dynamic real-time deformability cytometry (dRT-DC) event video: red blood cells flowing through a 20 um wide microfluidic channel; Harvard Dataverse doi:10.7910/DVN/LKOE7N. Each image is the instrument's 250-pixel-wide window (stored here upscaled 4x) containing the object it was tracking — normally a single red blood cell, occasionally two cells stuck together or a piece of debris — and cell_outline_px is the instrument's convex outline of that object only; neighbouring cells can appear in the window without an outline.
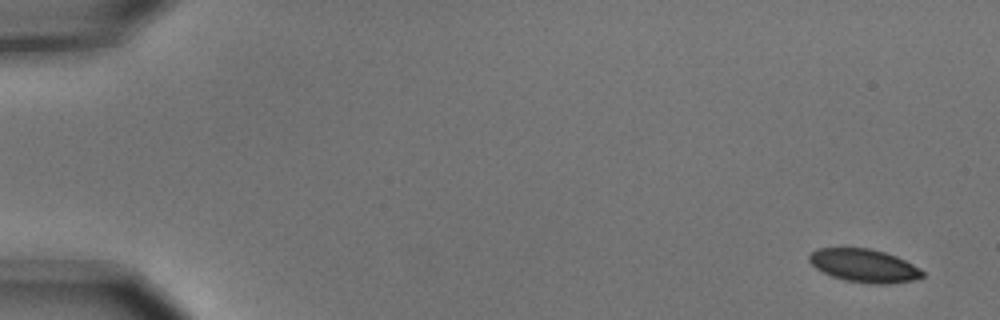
{"species": "common noctule bat (a hibernating species)", "species_latin": "Nyctalus noctula", "temperature_condition": "cold", "stored_images_in_passage": 5, "camera_frame_rate_fps": 3000, "um_per_image_px": 0.085, "animal": {"sex": "male", "body_mass_g": 15.6}, "frame": {"image": 1, "passage_image": 1, "time_ms": 0.0, "image_size_px": [1000, 320], "cell_outline_px": [[924, 276], [912, 280], [884, 284], [876, 284], [844, 280], [832, 276], [816, 268], [808, 260], [808, 256], [812, 252], [820, 248], [868, 248], [884, 252], [896, 256], [920, 268], [924, 272]], "centroid_in_image_um": [73.45, 22.57], "position_along_channel_um": 11.6, "area_um2": 21.62}}
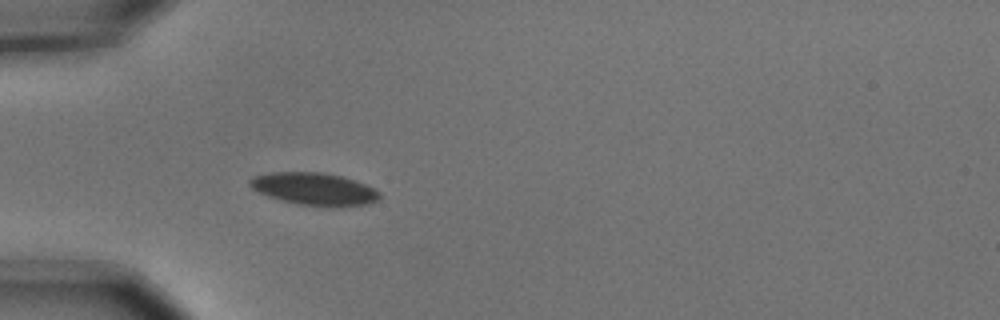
{"frame": {"image": 2, "passage_image": 5, "time_ms": 1.333, "image_size_px": [1000, 320], "cell_outline_px": [[380, 196], [376, 200], [368, 204], [336, 208], [328, 208], [300, 204], [268, 196], [252, 188], [248, 184], [248, 180], [252, 176], [268, 172], [324, 172], [340, 176], [364, 184], [380, 192]], "centroid_in_image_um": [26.69, 16.07], "position_along_channel_um": 58.3, "area_um2": 24.62}}